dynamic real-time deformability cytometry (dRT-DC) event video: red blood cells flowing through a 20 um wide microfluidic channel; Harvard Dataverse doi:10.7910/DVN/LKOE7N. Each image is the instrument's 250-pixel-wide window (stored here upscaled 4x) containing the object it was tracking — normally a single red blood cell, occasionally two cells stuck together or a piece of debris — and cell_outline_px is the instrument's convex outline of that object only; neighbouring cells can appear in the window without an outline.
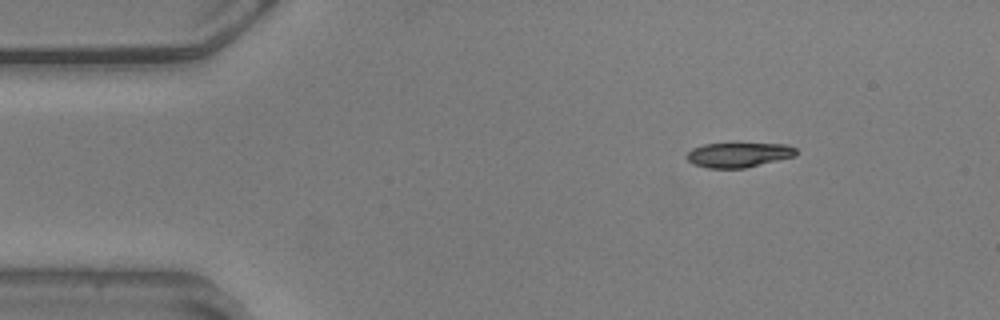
{"species": "common noctule bat (a hibernating species)", "species_latin": "Nyctalus noctula", "temperature_condition": "warm", "stored_images_in_passage": 10, "camera_frame_rate_fps": 3000, "um_per_image_px": 0.085, "animal": {"sex": "male", "body_mass_g": 20.5, "forearm_length_mm": 52.5}, "frame": {"image": 1, "passage_image": 1, "time_ms": 0.0, "image_size_px": [1000, 320], "cell_outline_px": [[796, 156], [744, 168], [708, 168], [692, 164], [684, 156], [692, 148], [704, 144], [788, 144], [796, 148]], "centroid_in_image_um": [62.75, 13.17], "position_along_channel_um": 22.2, "area_um2": 15.72}}
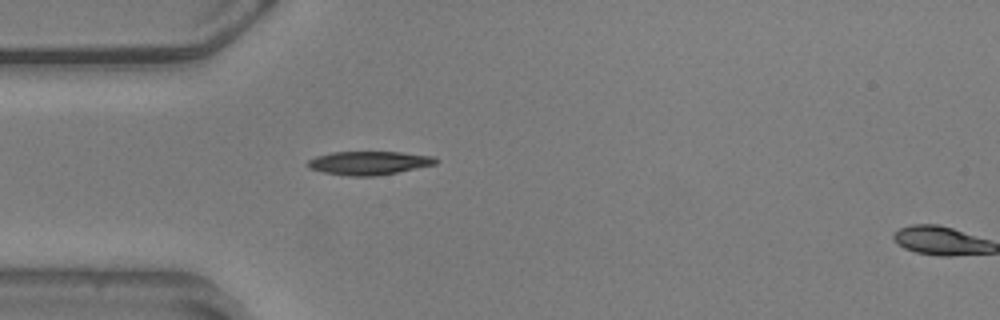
{"frame": {"image": 2, "passage_image": 9, "time_ms": 2.667, "image_size_px": [1000, 320], "cell_outline_px": [[436, 164], [376, 176], [348, 176], [324, 172], [308, 168], [304, 164], [308, 160], [316, 156], [332, 152], [400, 152], [436, 156]], "centroid_in_image_um": [31.32, 13.85], "position_along_channel_um": 53.7, "area_um2": 17.57}}